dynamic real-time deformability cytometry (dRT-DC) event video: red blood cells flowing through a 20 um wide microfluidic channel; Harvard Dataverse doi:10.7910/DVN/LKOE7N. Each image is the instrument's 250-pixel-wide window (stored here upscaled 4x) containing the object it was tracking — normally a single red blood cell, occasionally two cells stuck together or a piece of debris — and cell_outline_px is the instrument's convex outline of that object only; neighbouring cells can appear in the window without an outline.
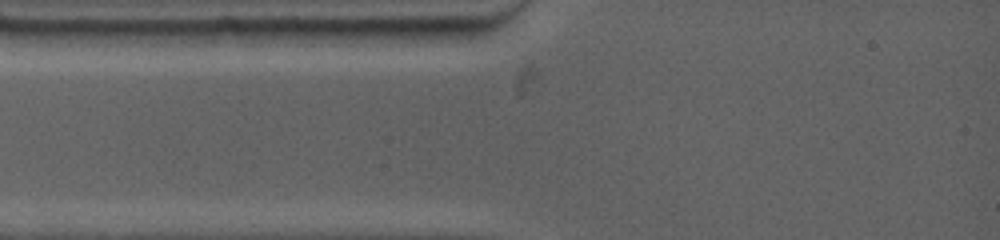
{"species": "common noctule bat (a hibernating species)", "species_latin": "Nyctalus noctula", "temperature_condition": "warm", "stored_images_in_passage": 2, "camera_frame_rate_fps": 4500, "um_per_image_px": 0.085, "animal": {"sex": "female", "body_mass_g": 19.0, "forearm_length_mm": 53.3}, "frame": {"image": 1, "passage_image": 1, "time_ms": 0.0, "image_size_px": [1000, 240], "cell_outline_px": [[488, 28], [476, 44], [416, 52], [384, 44], [368, 28]], "centroid_in_image_um": [36.41, 3.2], "position_along_channel_um": 48.6, "area_um2": 14.91}}